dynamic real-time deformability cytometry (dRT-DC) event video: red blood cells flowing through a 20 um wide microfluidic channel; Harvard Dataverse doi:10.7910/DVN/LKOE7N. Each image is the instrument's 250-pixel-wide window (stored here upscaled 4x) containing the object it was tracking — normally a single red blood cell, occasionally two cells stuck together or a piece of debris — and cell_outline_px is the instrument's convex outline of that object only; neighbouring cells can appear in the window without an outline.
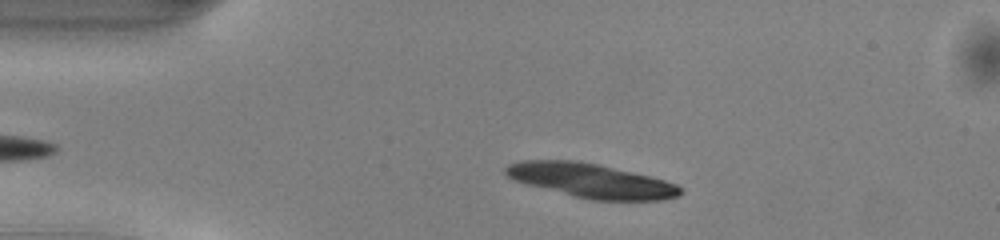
{"species": "common noctule bat (a hibernating species)", "species_latin": "Nyctalus noctula", "temperature_condition": "warm", "stored_images_in_passage": 32, "camera_frame_rate_fps": 3000, "um_per_image_px": 0.085, "animal": {"sex": "male", "body_mass_g": 13.0, "forearm_length_mm": 53.1}, "frame": {"image": 1, "passage_image": 6, "time_ms": 1.667, "image_size_px": [1000, 240], "cell_outline_px": [[684, 192], [676, 196], [660, 200], [592, 200], [512, 180], [504, 172], [504, 168], [508, 164], [520, 160], [576, 160], [596, 164], [648, 176], [664, 180], [676, 184]], "centroid_in_image_um": [50.2, 15.34], "position_along_channel_um": 34.8, "area_um2": 34.28}}
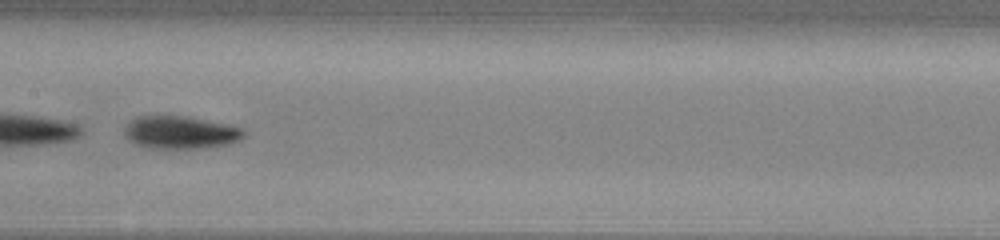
{"frame": {"image": 2, "passage_image": 21, "time_ms": 6.667, "image_size_px": [1000, 240], "cell_outline_px": [[248, 136], [240, 140], [228, 144], [200, 148], [148, 148], [136, 144], [128, 140], [124, 136], [124, 128], [136, 116], [188, 116], [228, 124], [244, 128], [248, 132]], "centroid_in_image_um": [15.39, 11.25], "position_along_channel_um": 192.0, "area_um2": 23.12}}
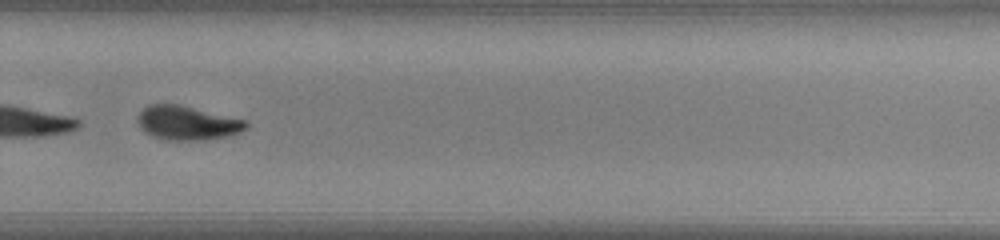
{"frame": {"image": 3, "passage_image": 30, "time_ms": 9.667, "image_size_px": [1000, 240], "cell_outline_px": [[248, 128], [240, 132], [228, 136], [208, 140], [164, 140], [152, 136], [144, 132], [140, 128], [136, 120], [136, 116], [148, 104], [180, 104], [248, 120]], "centroid_in_image_um": [15.92, 10.45], "position_along_channel_um": 313.9, "area_um2": 22.02}}